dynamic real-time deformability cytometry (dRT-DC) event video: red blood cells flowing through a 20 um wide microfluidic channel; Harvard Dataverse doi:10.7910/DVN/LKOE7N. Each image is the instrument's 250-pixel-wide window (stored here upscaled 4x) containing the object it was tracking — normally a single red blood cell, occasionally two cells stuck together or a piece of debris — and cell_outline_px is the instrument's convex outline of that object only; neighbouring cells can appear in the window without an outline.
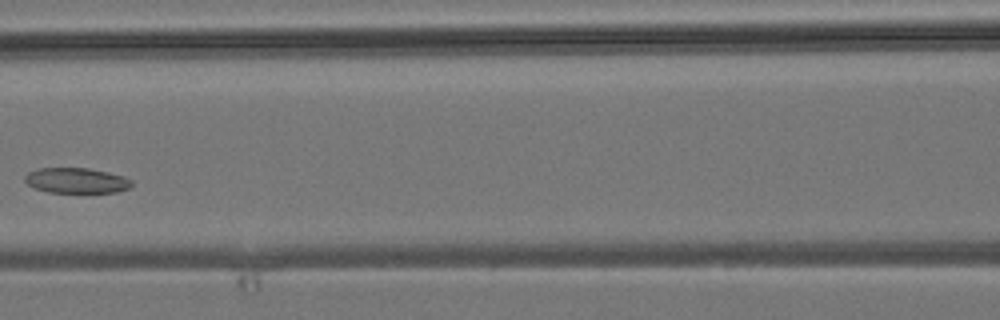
{"species": "common noctule bat (a hibernating species)", "species_latin": "Nyctalus noctula", "temperature_condition": "room temperature", "stored_images_in_passage": 6, "camera_frame_rate_fps": 3000, "um_per_image_px": 0.085, "animal": {"sex": "male", "body_mass_g": 19.2, "forearm_length_mm": 51.8}, "frame": {"image": 1, "passage_image": 5, "time_ms": 4.667, "image_size_px": [1000, 320], "cell_outline_px": [[132, 184], [128, 188], [116, 192], [48, 192], [36, 188], [28, 184], [24, 180], [24, 176], [28, 172], [40, 168], [88, 168], [108, 172], [124, 176], [132, 180]], "centroid_in_image_um": [6.49, 15.33], "position_along_channel_um": 160.1, "area_um2": 15.66}}
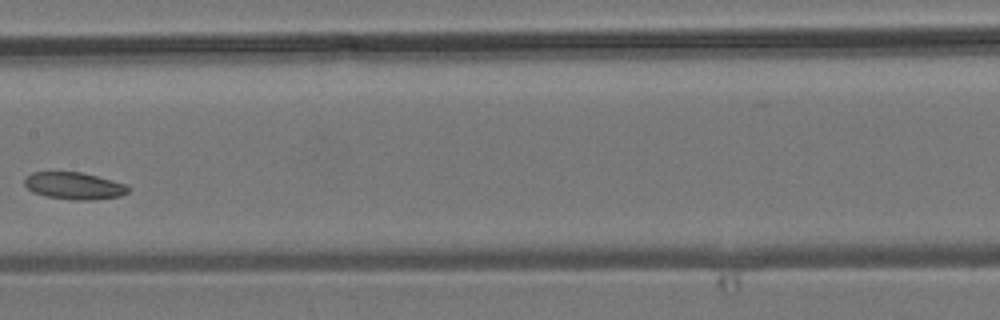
{"frame": {"image": 2, "passage_image": 6, "time_ms": 5.667, "image_size_px": [1000, 320], "cell_outline_px": [[132, 188], [128, 192], [120, 196], [92, 200], [72, 200], [48, 196], [32, 192], [24, 184], [24, 180], [32, 172], [80, 172], [128, 184]], "centroid_in_image_um": [6.35, 15.8], "position_along_channel_um": 201.1, "area_um2": 16.36}}